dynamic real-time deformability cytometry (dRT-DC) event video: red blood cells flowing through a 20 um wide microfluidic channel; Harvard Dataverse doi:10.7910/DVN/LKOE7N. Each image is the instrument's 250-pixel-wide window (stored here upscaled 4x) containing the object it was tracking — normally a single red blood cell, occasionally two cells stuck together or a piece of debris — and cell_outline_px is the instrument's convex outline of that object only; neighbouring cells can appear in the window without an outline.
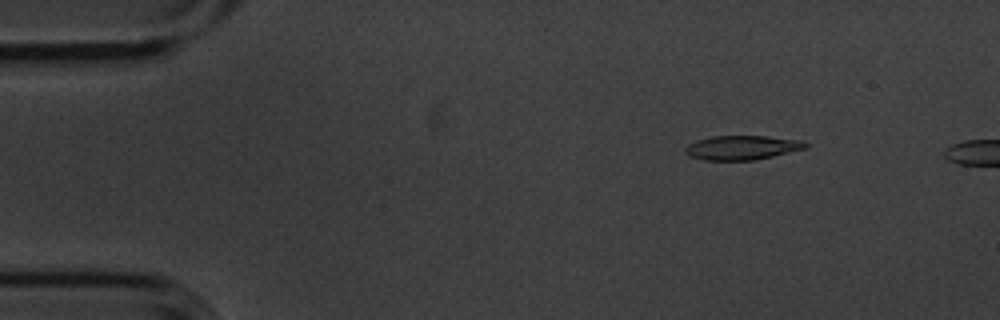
{"species": "common noctule bat (a hibernating species)", "species_latin": "Nyctalus noctula", "temperature_condition": "cold", "stored_images_in_passage": 3, "camera_frame_rate_fps": 3000, "um_per_image_px": 0.085, "animal": {"sex": "male", "body_mass_g": 20.1, "forearm_length_mm": 53.5}, "frame": {"image": 1, "passage_image": 2, "time_ms": 0.333, "image_size_px": [1000, 320], "cell_outline_px": [[808, 148], [756, 160], [704, 160], [692, 156], [684, 152], [684, 148], [688, 144], [696, 140], [712, 136], [764, 136], [804, 140], [808, 144]], "centroid_in_image_um": [63.1, 12.54], "position_along_channel_um": 21.9, "area_um2": 17.11}}